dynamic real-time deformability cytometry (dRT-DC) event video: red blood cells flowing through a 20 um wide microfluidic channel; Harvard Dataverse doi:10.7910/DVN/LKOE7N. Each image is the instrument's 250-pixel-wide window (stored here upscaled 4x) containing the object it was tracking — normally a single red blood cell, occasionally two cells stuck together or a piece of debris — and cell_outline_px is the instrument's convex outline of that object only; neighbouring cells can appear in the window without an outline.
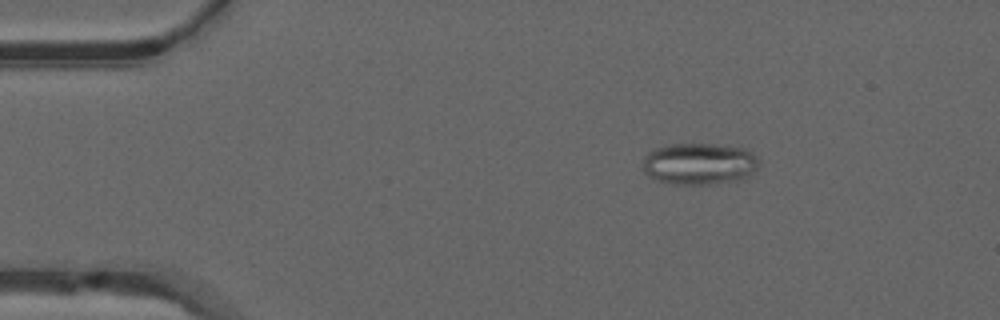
{"species": "common noctule bat (a hibernating species)", "species_latin": "Nyctalus noctula", "temperature_condition": "warm", "stored_images_in_passage": 50, "camera_frame_rate_fps": 3000, "um_per_image_px": 0.085, "animal": {"sex": "male", "forearm_length_mm": 52.5}, "frame": {"image": 1, "passage_image": 7, "time_ms": 2.0, "image_size_px": [1000, 320], "cell_outline_px": [[756, 168], [748, 176], [740, 180], [712, 184], [672, 184], [648, 176], [644, 172], [644, 156], [652, 148], [668, 144], [712, 144], [744, 148], [756, 156]], "centroid_in_image_um": [59.4, 13.92], "position_along_channel_um": 25.6, "area_um2": 28.09}}
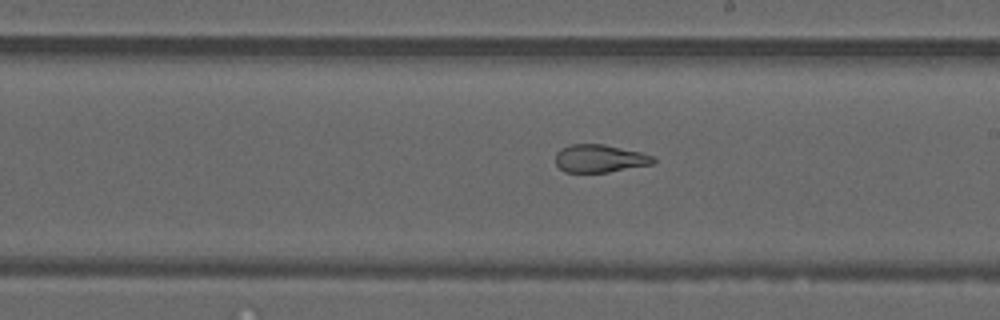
{"frame": {"image": 2, "passage_image": 28, "time_ms": 9.0, "image_size_px": [1000, 320], "cell_outline_px": [[656, 160], [652, 164], [608, 172], [564, 172], [556, 164], [556, 152], [560, 148], [572, 144], [604, 144], [640, 152], [656, 156]], "centroid_in_image_um": [50.98, 13.47], "position_along_channel_um": 238.0, "area_um2": 15.9}}
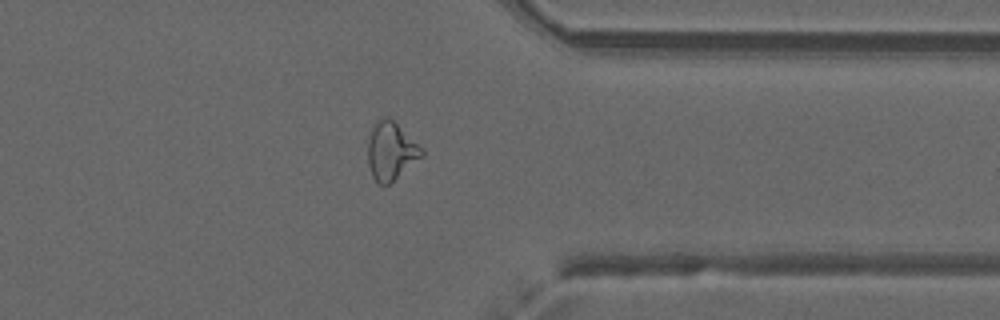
{"frame": {"image": 3, "passage_image": 39, "time_ms": 12.667, "image_size_px": [1000, 320], "cell_outline_px": [[424, 152], [420, 156], [388, 184], [380, 184], [372, 176], [368, 164], [368, 140], [372, 128], [380, 116], [388, 116]], "centroid_in_image_um": [33.15, 12.81], "position_along_channel_um": 378.3, "area_um2": 17.22}, "authors_computed_cell_mechanics": {"area_um2": 20.519, "velocity_mm_per_s": 4.0075, "shape_relaxation_time_tau1_ms": null, "shape_relaxation_time_tau2_ms": 1.5291, "deformation_change_tau1": null, "deformation_change_tau2": 0.0907}}